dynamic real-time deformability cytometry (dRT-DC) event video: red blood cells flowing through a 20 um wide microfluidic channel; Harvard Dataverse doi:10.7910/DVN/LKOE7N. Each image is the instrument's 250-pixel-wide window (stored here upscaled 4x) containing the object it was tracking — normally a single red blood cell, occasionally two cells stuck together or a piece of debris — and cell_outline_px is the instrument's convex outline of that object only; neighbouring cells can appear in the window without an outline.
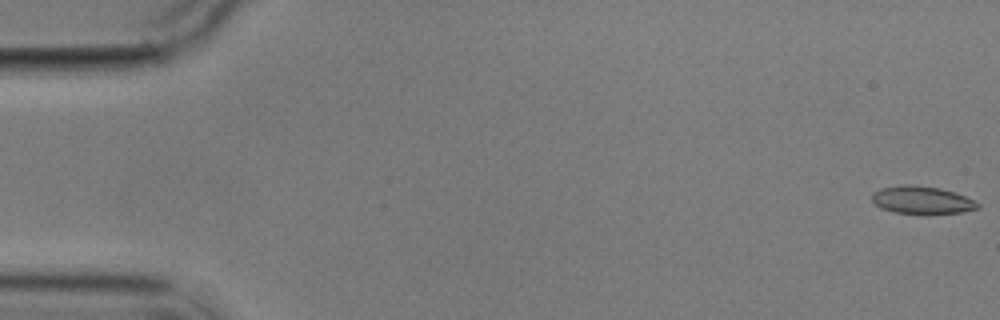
{"species": "common noctule bat (a hibernating species)", "species_latin": "Nyctalus noctula", "temperature_condition": "cold", "stored_images_in_passage": 4, "camera_frame_rate_fps": 3000, "um_per_image_px": 0.085, "animal": {"sex": "male", "body_mass_g": 17.9}, "frame": {"image": 1, "passage_image": 1, "time_ms": 0.0, "image_size_px": [1000, 320], "cell_outline_px": [[980, 208], [964, 212], [928, 216], [924, 216], [892, 212], [880, 208], [872, 200], [872, 192], [880, 188], [908, 184], [940, 188], [956, 192], [980, 204]], "centroid_in_image_um": [78.37, 17.05], "position_along_channel_um": 6.6, "area_um2": 17.74}}